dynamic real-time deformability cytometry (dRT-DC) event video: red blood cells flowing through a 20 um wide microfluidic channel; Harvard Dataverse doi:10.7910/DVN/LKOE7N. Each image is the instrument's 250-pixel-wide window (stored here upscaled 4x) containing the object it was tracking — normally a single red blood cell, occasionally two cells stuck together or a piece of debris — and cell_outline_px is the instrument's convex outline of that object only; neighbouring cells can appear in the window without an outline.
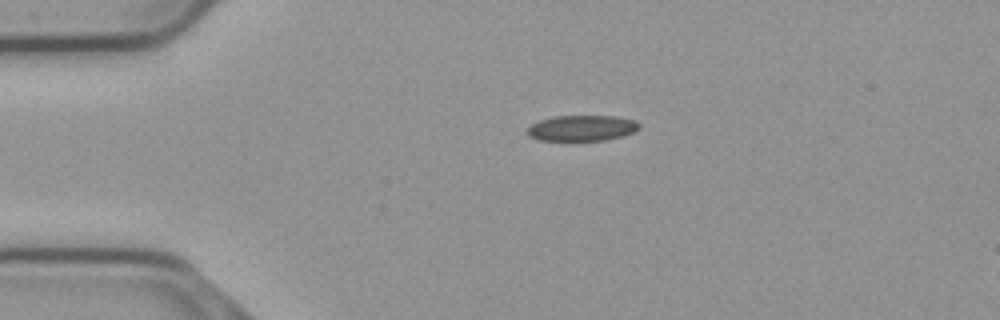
{"species": "common noctule bat (a hibernating species)", "species_latin": "Nyctalus noctula", "temperature_condition": "cold", "stored_images_in_passage": 44, "camera_frame_rate_fps": 3000, "um_per_image_px": 0.085, "animal": {"sex": "male", "body_mass_g": 23.1, "forearm_length_mm": 52.7}, "frame": {"image": 1, "passage_image": 1, "time_ms": 0.0, "image_size_px": [1000, 320], "cell_outline_px": [[640, 128], [624, 136], [604, 140], [540, 140], [528, 136], [528, 128], [532, 124], [540, 120], [552, 116], [616, 116], [632, 120], [640, 124]], "centroid_in_image_um": [49.46, 10.88], "position_along_channel_um": 35.5, "area_um2": 16.65}}
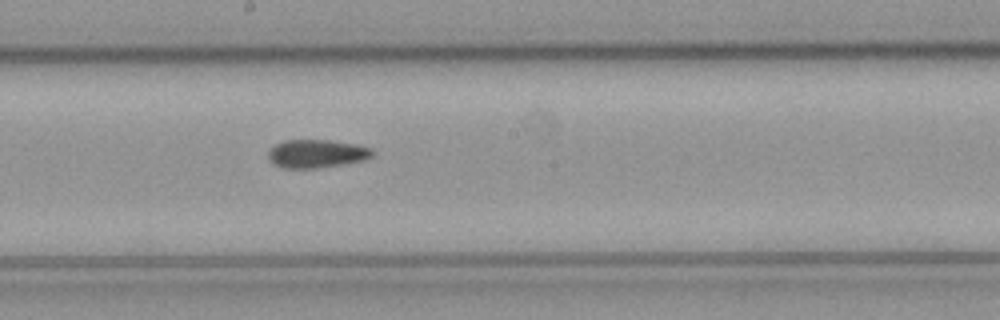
{"frame": {"image": 2, "passage_image": 19, "time_ms": 6.0, "image_size_px": [1000, 320], "cell_outline_px": [[372, 156], [364, 160], [344, 164], [316, 168], [284, 168], [272, 164], [268, 160], [268, 152], [276, 144], [284, 140], [328, 140], [356, 144], [372, 148]], "centroid_in_image_um": [26.89, 13.06], "position_along_channel_um": 221.3, "area_um2": 17.17}}
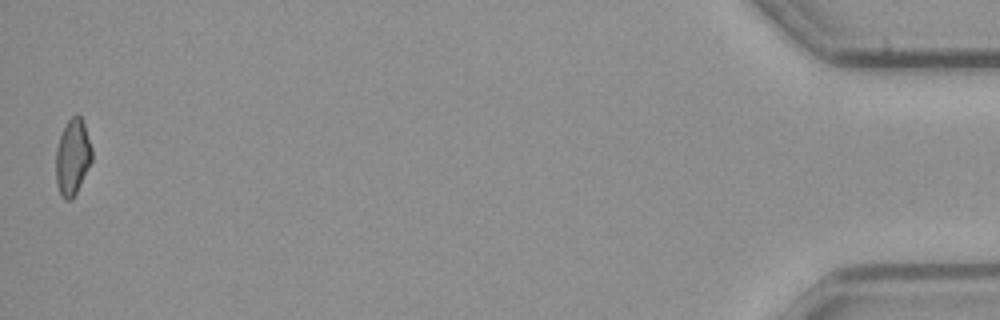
{"frame": {"image": 3, "passage_image": 44, "time_ms": 14.333, "image_size_px": [1000, 320], "cell_outline_px": [[92, 160], [72, 200], [64, 200], [60, 196], [56, 184], [56, 148], [60, 136], [68, 120], [76, 112], [80, 116], [84, 124], [92, 148]], "centroid_in_image_um": [6.16, 13.36], "position_along_channel_um": 429.0, "area_um2": 15.95}, "authors_computed_cell_mechanics": {"area_um2": 16.9643, "velocity_mm_per_s": 3.6991, "shape_relaxation_time_tau1_ms": null, "shape_relaxation_time_tau2_ms": 3.788, "deformation_change_tau1": null, "deformation_change_tau2": 0.1045}}